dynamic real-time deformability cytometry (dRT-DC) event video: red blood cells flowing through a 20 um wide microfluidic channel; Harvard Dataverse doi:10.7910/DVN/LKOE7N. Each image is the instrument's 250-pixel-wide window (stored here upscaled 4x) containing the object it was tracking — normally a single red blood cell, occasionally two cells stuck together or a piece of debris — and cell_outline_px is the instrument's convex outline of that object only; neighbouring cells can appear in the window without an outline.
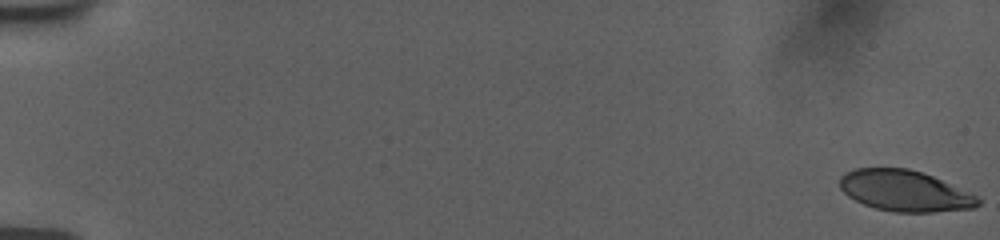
{"species": "human", "species_latin": "Homo sapiens", "temperature_condition": "room temperature", "stored_images_in_passage": 52, "camera_frame_rate_fps": 3000, "um_per_image_px": 0.085, "donor": {"sex": "female"}, "frame": {"image": 1, "passage_image": 1, "time_ms": 0.0, "image_size_px": [1000, 240], "cell_outline_px": [[980, 204], [972, 208], [932, 212], [892, 212], [876, 208], [864, 204], [848, 196], [840, 188], [840, 176], [844, 172], [856, 168], [908, 168], [932, 176], [976, 196], [980, 200]], "centroid_in_image_um": [76.85, 16.22], "position_along_channel_um": 8.1, "area_um2": 32.66}}
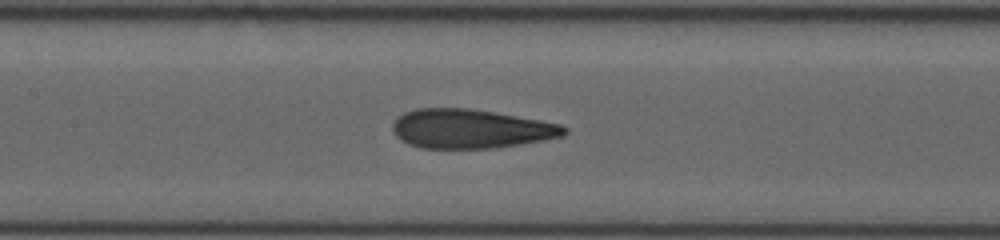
{"frame": {"image": 2, "passage_image": 29, "time_ms": 9.333, "image_size_px": [1000, 240], "cell_outline_px": [[568, 132], [564, 136], [544, 140], [496, 148], [420, 148], [408, 144], [400, 140], [392, 132], [392, 124], [396, 116], [404, 112], [416, 108], [468, 108], [540, 120], [560, 124], [568, 128]], "centroid_in_image_um": [39.97, 10.95], "position_along_channel_um": 167.4, "area_um2": 39.36}}
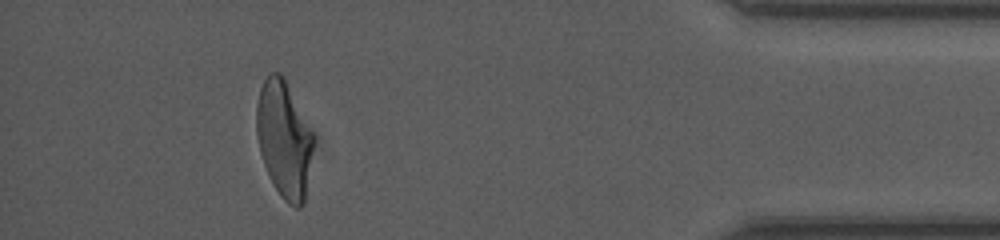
{"frame": {"image": 3, "passage_image": 52, "time_ms": 17.0, "image_size_px": [1000, 240], "cell_outline_px": [[312, 148], [304, 204], [300, 208], [296, 208], [288, 204], [280, 196], [272, 184], [264, 164], [260, 152], [256, 136], [256, 104], [260, 88], [268, 72], [280, 72], [284, 76], [312, 132]], "centroid_in_image_um": [24.1, 11.82], "position_along_channel_um": 411.1, "area_um2": 38.55}, "authors_computed_cell_mechanics": {"area_um2": 38.9861, "velocity_mm_per_s": 3.7682, "shape_relaxation_time_tau1_ms": 7.1624, "shape_relaxation_time_tau2_ms": 1.1398, "deformation_change_tau1": 0.2506, "deformation_change_tau2": 0.0919}}